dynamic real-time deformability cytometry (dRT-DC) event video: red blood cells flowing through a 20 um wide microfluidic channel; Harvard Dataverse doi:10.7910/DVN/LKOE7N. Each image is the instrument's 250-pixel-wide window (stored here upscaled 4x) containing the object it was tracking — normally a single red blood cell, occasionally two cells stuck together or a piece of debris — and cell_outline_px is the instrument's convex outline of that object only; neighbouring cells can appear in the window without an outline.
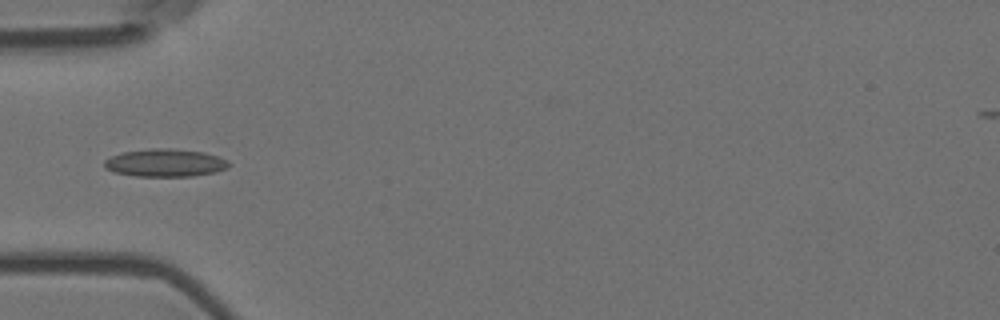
{"species": "Egyptian fruit bat (a non-hibernating species)", "species_latin": "Rousettus aegyptiacus", "temperature_condition": "room temperature", "stored_images_in_passage": 10, "camera_frame_rate_fps": 3000, "um_per_image_px": 0.085, "animal": {"sex": "female"}, "frame": {"image": 1, "passage_image": 5, "time_ms": 1.333, "image_size_px": [1000, 320], "cell_outline_px": [[232, 164], [228, 168], [216, 172], [192, 176], [136, 176], [116, 172], [104, 168], [104, 160], [112, 156], [124, 152], [148, 148], [168, 148], [204, 152], [228, 160]], "centroid_in_image_um": [14.07, 13.84], "position_along_channel_um": 70.9, "area_um2": 20.17}}
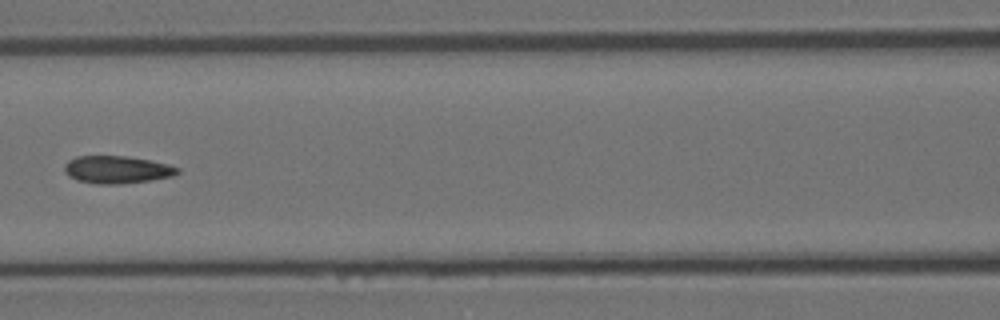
{"frame": {"image": 2, "passage_image": 7, "time_ms": 2.0, "image_size_px": [1000, 320], "cell_outline_px": [[180, 172], [172, 176], [148, 180], [120, 184], [96, 184], [76, 180], [68, 176], [64, 172], [64, 164], [68, 160], [76, 156], [128, 156], [168, 164], [180, 168]], "centroid_in_image_um": [9.9, 14.42], "position_along_channel_um": 156.7, "area_um2": 18.21}}
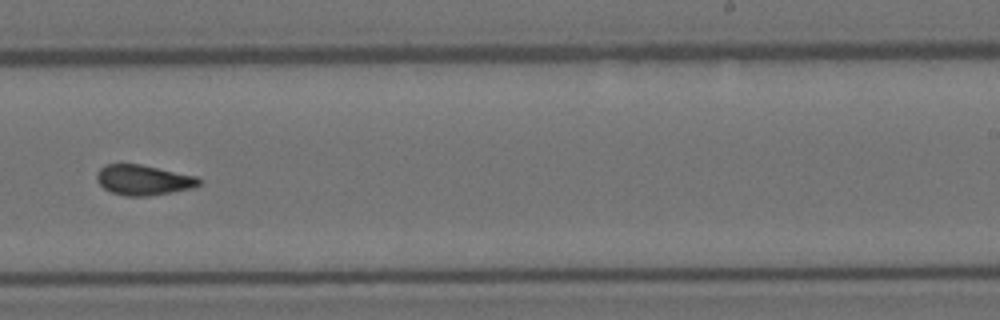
{"frame": {"image": 3, "passage_image": 10, "time_ms": 3.0, "image_size_px": [1000, 320], "cell_outline_px": [[204, 180], [200, 184], [192, 188], [172, 192], [148, 196], [124, 196], [112, 192], [104, 188], [96, 180], [96, 172], [104, 164], [140, 164], [196, 176]], "centroid_in_image_um": [12.18, 15.3], "position_along_channel_um": 276.8, "area_um2": 18.09}}